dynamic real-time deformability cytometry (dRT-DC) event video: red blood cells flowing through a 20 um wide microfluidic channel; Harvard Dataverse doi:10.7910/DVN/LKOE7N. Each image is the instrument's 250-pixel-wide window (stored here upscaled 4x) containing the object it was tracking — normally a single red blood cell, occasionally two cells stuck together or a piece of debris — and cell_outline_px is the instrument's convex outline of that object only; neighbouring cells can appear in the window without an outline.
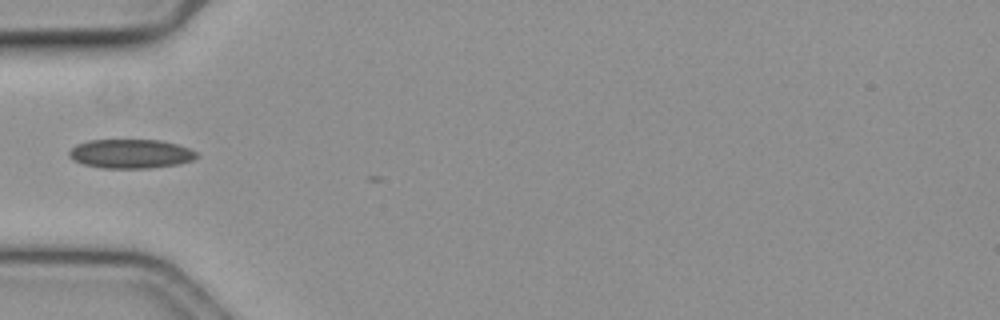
{"species": "common noctule bat (a hibernating species)", "species_latin": "Nyctalus noctula", "temperature_condition": "cold", "stored_images_in_passage": 2, "camera_frame_rate_fps": 3000, "um_per_image_px": 0.085, "animal": {"sex": "female", "body_mass_g": 19.3, "forearm_length_mm": 54.1}, "frame": {"image": 1, "passage_image": 1, "time_ms": 0.0, "image_size_px": [1000, 320], "cell_outline_px": [[200, 156], [192, 160], [180, 164], [148, 168], [100, 168], [84, 164], [72, 160], [68, 156], [68, 152], [76, 144], [88, 140], [160, 140], [176, 144], [188, 148], [196, 152]], "centroid_in_image_um": [11.09, 13.07], "position_along_channel_um": 73.9, "area_um2": 21.73}}